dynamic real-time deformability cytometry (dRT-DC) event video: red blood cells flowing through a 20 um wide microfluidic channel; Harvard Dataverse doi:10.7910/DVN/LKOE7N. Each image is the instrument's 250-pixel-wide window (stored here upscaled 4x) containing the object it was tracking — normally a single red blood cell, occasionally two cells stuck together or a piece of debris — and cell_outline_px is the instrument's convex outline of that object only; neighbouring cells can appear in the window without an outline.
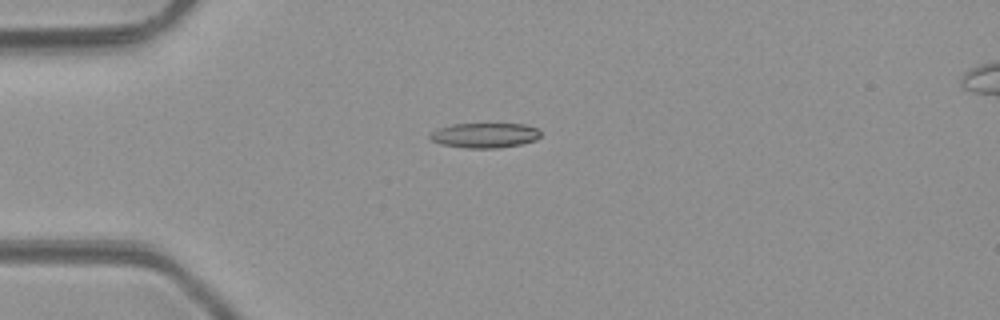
{"species": "common noctule bat (a hibernating species)", "species_latin": "Nyctalus noctula", "temperature_condition": "room temperature", "stored_images_in_passage": 3, "camera_frame_rate_fps": 3000, "um_per_image_px": 0.085, "animal": {"sex": "male", "body_mass_g": 23.1, "forearm_length_mm": 52.7}, "frame": {"image": 1, "passage_image": 2, "time_ms": 1.333, "image_size_px": [1000, 320], "cell_outline_px": [[540, 136], [536, 140], [520, 144], [500, 148], [464, 148], [440, 144], [432, 140], [428, 136], [436, 128], [452, 124], [524, 124], [536, 128], [540, 132]], "centroid_in_image_um": [41.17, 11.5], "position_along_channel_um": 43.8, "area_um2": 16.13}}